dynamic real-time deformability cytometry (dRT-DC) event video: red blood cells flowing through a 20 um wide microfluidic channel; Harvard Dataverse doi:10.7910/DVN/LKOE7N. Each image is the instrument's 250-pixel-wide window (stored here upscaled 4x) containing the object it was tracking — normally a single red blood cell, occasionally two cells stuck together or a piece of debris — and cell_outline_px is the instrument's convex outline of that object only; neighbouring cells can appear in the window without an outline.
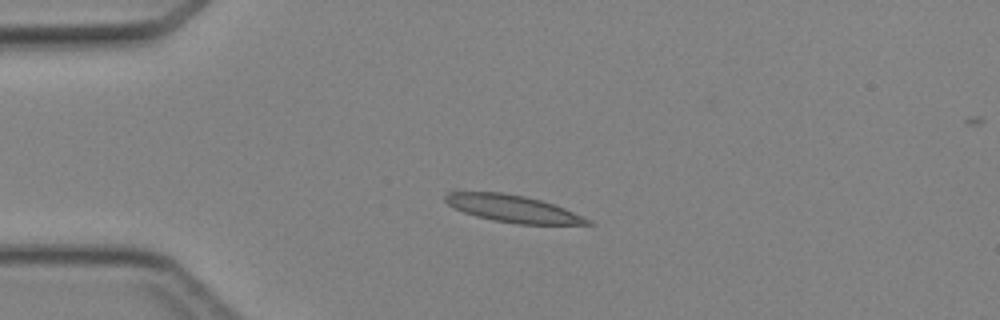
{"species": "Egyptian fruit bat (a non-hibernating species)", "species_latin": "Rousettus aegyptiacus", "temperature_condition": "cold", "stored_images_in_passage": 30, "camera_frame_rate_fps": 3000, "um_per_image_px": 0.085, "animal": {"sex": "female"}, "frame": {"image": 1, "passage_image": 1, "time_ms": 0.0, "image_size_px": [1000, 320], "cell_outline_px": [[596, 224], [516, 224], [492, 220], [476, 216], [452, 208], [444, 200], [444, 196], [452, 188], [456, 188], [504, 192], [524, 196], [540, 200], [564, 208], [592, 220]], "centroid_in_image_um": [43.43, 17.68], "position_along_channel_um": 41.6, "area_um2": 23.29}}
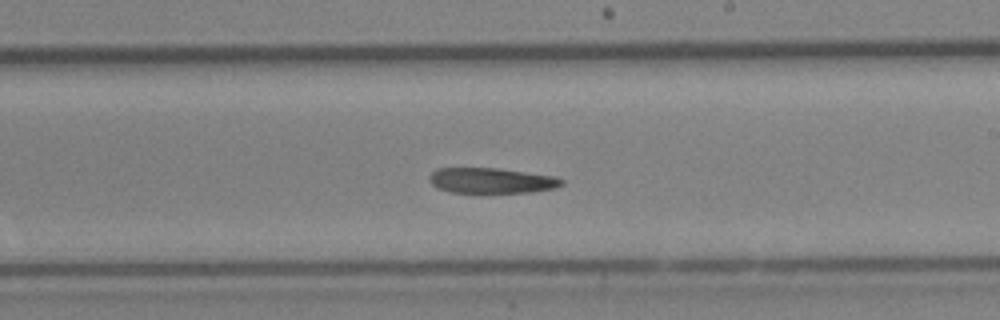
{"frame": {"image": 2, "passage_image": 17, "time_ms": 5.333, "image_size_px": [1000, 320], "cell_outline_px": [[564, 184], [556, 188], [532, 192], [452, 192], [440, 188], [432, 184], [428, 180], [428, 176], [436, 168], [496, 168], [556, 176], [564, 180]], "centroid_in_image_um": [41.8, 15.34], "position_along_channel_um": 247.2, "area_um2": 19.54}}
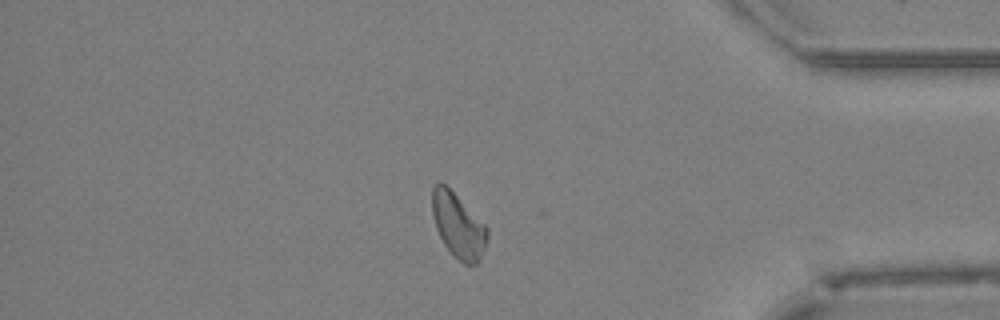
{"frame": {"image": 3, "passage_image": 29, "time_ms": 9.333, "image_size_px": [1000, 320], "cell_outline_px": [[488, 236], [484, 248], [476, 264], [464, 264], [444, 244], [436, 228], [432, 212], [432, 188], [440, 180], [488, 228]], "centroid_in_image_um": [38.93, 19.16], "position_along_channel_um": 396.3, "area_um2": 20.0}}